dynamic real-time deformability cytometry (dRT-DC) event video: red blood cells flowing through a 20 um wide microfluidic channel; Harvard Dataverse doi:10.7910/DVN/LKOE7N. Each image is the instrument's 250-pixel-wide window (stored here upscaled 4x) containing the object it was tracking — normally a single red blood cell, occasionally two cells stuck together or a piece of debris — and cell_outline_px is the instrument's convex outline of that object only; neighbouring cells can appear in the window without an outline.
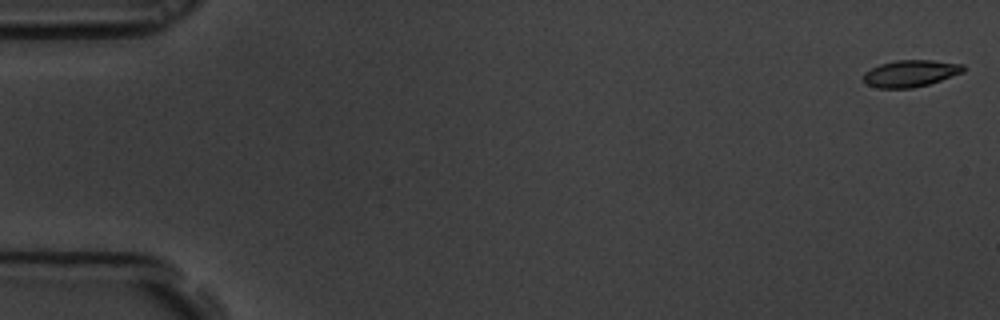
{"species": "common noctule bat (a hibernating species)", "species_latin": "Nyctalus noctula", "temperature_condition": "room temperature", "stored_images_in_passage": 58, "camera_frame_rate_fps": 3000, "um_per_image_px": 0.085, "animal": {"sex": "male", "body_mass_g": 19.5, "forearm_length_mm": 54.6}, "frame": {"image": 1, "passage_image": 1, "time_ms": 0.0, "image_size_px": [1000, 320], "cell_outline_px": [[964, 72], [928, 84], [912, 88], [876, 88], [868, 84], [864, 80], [864, 72], [880, 64], [896, 60], [932, 60], [964, 64]], "centroid_in_image_um": [77.4, 6.23], "position_along_channel_um": 7.6, "area_um2": 15.49}}
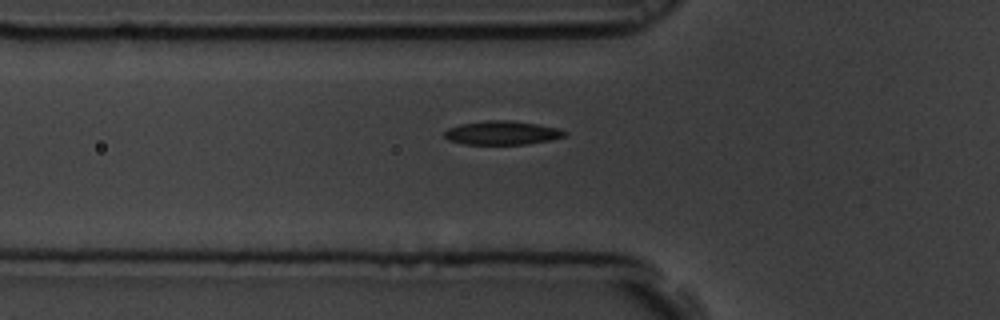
{"frame": {"image": 2, "passage_image": 20, "time_ms": 6.333, "image_size_px": [1000, 320], "cell_outline_px": [[568, 132], [564, 136], [552, 140], [528, 144], [464, 144], [448, 140], [444, 136], [444, 132], [448, 128], [460, 124], [484, 120], [512, 120], [560, 128]], "centroid_in_image_um": [42.69, 11.29], "position_along_channel_um": 83.1, "area_um2": 16.82}}
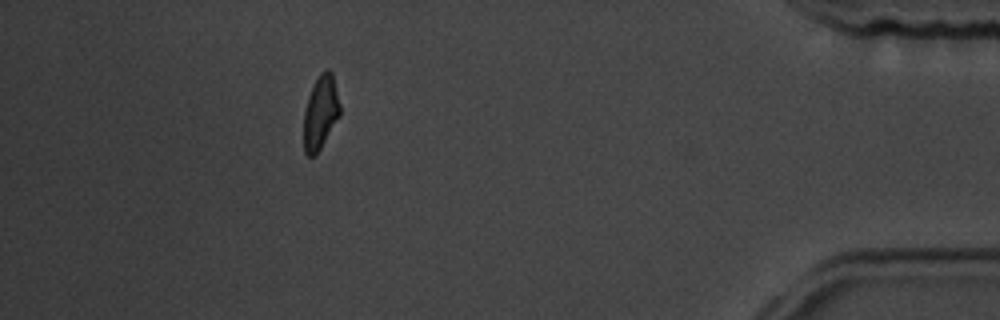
{"frame": {"image": 3, "passage_image": 52, "time_ms": 17.0, "image_size_px": [1000, 320], "cell_outline_px": [[340, 116], [320, 148], [312, 156], [308, 156], [304, 152], [304, 112], [308, 96], [320, 72], [328, 68], [332, 72], [340, 104]], "centroid_in_image_um": [27.25, 9.53], "position_along_channel_um": 407.9, "area_um2": 15.37}, "authors_computed_cell_mechanics": {"area_um2": 16.5308, "velocity_mm_per_s": 3.5445, "shape_relaxation_time_tau1_ms": 3.7286, "shape_relaxation_time_tau2_ms": 3.1369, "deformation_change_tau1": 0.1336, "deformation_change_tau2": 0.0713}}